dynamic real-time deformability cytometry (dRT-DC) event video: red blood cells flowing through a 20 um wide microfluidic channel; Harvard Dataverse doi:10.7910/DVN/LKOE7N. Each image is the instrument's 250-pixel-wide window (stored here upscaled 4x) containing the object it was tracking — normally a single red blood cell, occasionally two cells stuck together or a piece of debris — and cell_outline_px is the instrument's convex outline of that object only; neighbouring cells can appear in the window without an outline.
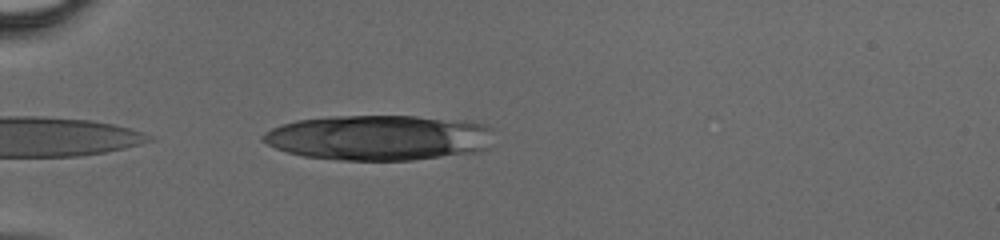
{"species": "human", "species_latin": "Homo sapiens", "temperature_condition": "cold", "stored_images_in_passage": 11, "camera_frame_rate_fps": 3000, "um_per_image_px": 0.085, "donor": {"sex": "male"}, "frame": {"image": 1, "passage_image": 1, "time_ms": 0.0, "image_size_px": [1000, 240], "cell_outline_px": [[492, 128], [488, 148], [476, 152], [412, 160], [340, 160], [304, 156], [288, 152], [276, 148], [260, 140], [260, 136], [264, 132], [272, 128], [296, 120], [332, 116], [416, 116], [484, 124]], "centroid_in_image_um": [32.16, 11.7], "position_along_channel_um": 52.8, "area_um2": 60.69}}